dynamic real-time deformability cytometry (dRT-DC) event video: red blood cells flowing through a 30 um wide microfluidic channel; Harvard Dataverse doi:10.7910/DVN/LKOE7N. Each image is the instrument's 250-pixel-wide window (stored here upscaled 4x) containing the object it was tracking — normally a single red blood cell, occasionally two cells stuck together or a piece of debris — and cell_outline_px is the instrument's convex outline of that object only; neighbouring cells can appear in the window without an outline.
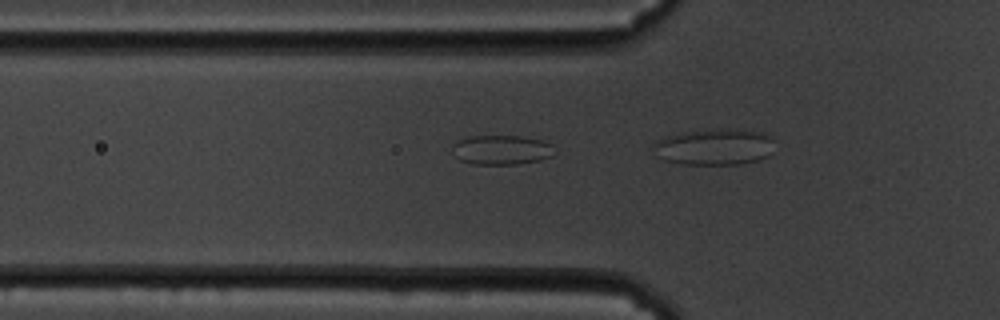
{"species": "common noctule bat (a hibernating species)", "species_latin": "Nyctalus noctula", "temperature_condition": "cold", "stored_images_in_passage": 15, "camera_frame_rate_fps": 3000, "um_per_image_px": 0.085, "animal": {"sex": "male", "body_mass_g": 19.5, "forearm_length_mm": 54.6}, "frame": {"image": 1, "passage_image": 13, "time_ms": 4.0, "image_size_px": [1000, 320], "cell_outline_px": [[556, 156], [540, 160], [520, 164], [472, 164], [460, 160], [452, 152], [452, 144], [468, 136], [524, 136], [544, 140], [552, 144], [556, 152]], "centroid_in_image_um": [42.69, 12.74], "position_along_channel_um": 83.1, "area_um2": 17.98}}